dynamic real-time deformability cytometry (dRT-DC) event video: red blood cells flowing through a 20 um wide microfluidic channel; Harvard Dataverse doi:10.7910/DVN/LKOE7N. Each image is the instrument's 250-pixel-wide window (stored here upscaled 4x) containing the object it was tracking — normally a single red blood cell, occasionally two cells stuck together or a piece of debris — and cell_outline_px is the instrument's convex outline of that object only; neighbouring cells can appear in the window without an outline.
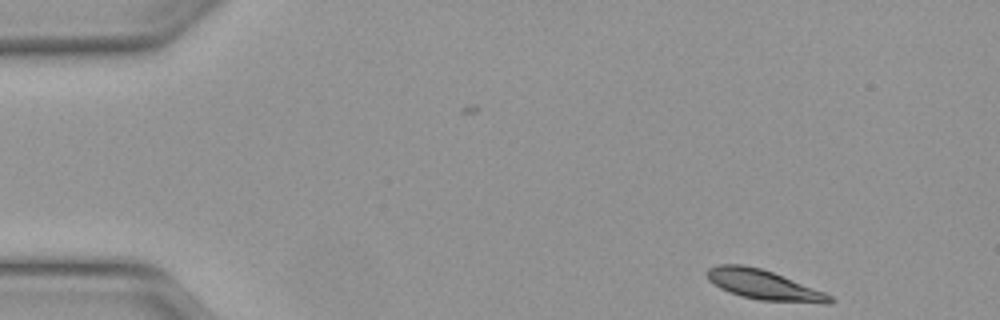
{"species": "Egyptian fruit bat (a non-hibernating species)", "species_latin": "Rousettus aegyptiacus", "temperature_condition": "warm", "stored_images_in_passage": 7, "camera_frame_rate_fps": 3000, "um_per_image_px": 0.085, "animal": {"sex": "female"}, "frame": {"image": 1, "passage_image": 1, "time_ms": 0.0, "image_size_px": [1000, 320], "cell_outline_px": [[836, 300], [832, 304], [824, 304], [760, 300], [740, 296], [728, 292], [720, 288], [708, 280], [704, 272], [708, 268], [716, 264], [740, 264], [760, 268], [772, 272], [824, 292], [832, 296]], "centroid_in_image_um": [64.9, 24.22], "position_along_channel_um": 20.1, "area_um2": 21.5}}